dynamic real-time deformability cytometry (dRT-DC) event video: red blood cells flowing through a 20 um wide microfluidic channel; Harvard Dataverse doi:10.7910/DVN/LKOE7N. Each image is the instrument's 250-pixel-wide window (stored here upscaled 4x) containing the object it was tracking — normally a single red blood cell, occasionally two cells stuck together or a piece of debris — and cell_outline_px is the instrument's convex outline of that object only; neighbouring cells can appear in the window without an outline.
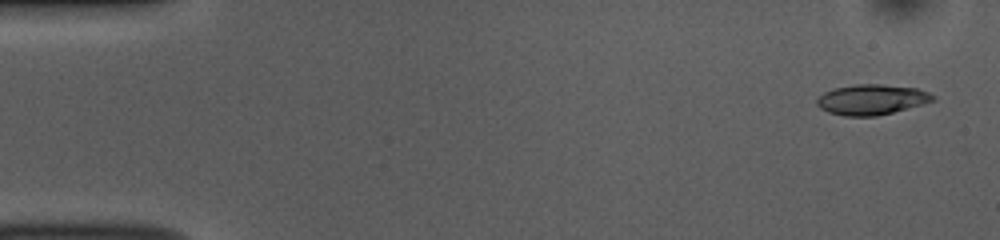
{"species": "common noctule bat (a hibernating species)", "species_latin": "Nyctalus noctula", "temperature_condition": "room temperature", "stored_images_in_passage": 51, "camera_frame_rate_fps": 3000, "um_per_image_px": 0.085, "animal": {"sex": "female", "body_mass_g": 10.0, "forearm_length_mm": 53.1}, "frame": {"image": 1, "passage_image": 2, "time_ms": 0.333, "image_size_px": [1000, 240], "cell_outline_px": [[936, 100], [892, 112], [876, 116], [844, 116], [828, 112], [820, 108], [816, 104], [816, 100], [824, 92], [832, 88], [856, 84], [880, 84], [916, 88], [928, 92], [936, 96]], "centroid_in_image_um": [74.06, 8.46], "position_along_channel_um": 10.9, "area_um2": 20.46}}
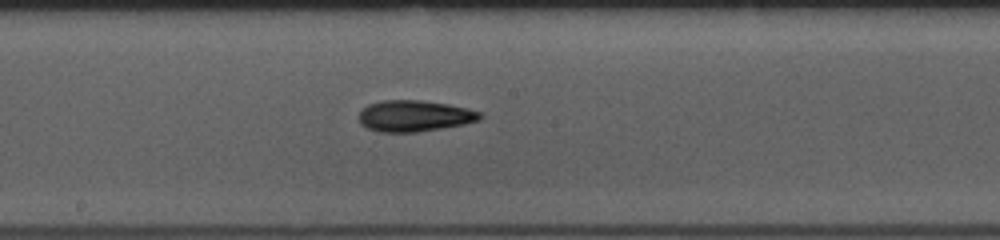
{"frame": {"image": 2, "passage_image": 27, "time_ms": 8.667, "image_size_px": [1000, 240], "cell_outline_px": [[484, 116], [480, 120], [464, 124], [416, 132], [380, 132], [368, 128], [360, 124], [360, 112], [368, 104], [384, 100], [420, 100], [448, 104], [480, 112]], "centroid_in_image_um": [35.23, 9.85], "position_along_channel_um": 213.0, "area_um2": 21.85}}
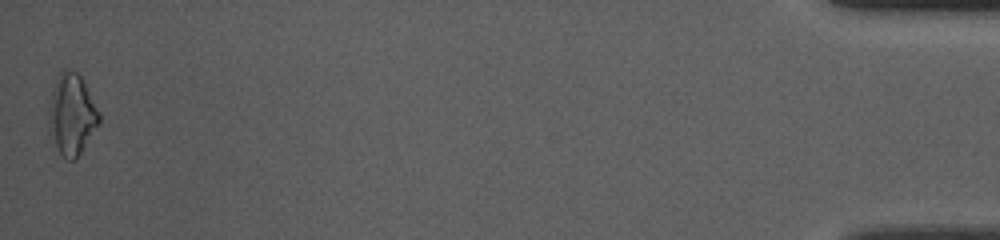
{"frame": {"image": 3, "passage_image": 51, "time_ms": 16.667, "image_size_px": [1000, 240], "cell_outline_px": [[100, 124], [76, 160], [68, 160], [60, 156], [48, 128], [48, 104], [56, 76], [64, 68], [76, 72], [80, 76], [100, 112]], "centroid_in_image_um": [6.09, 9.75], "position_along_channel_um": 429.1, "area_um2": 24.16}, "authors_computed_cell_mechanics": {"area_um2": 20.5768, "velocity_mm_per_s": 3.8595, "shape_relaxation_time_tau1_ms": 3.8238, "shape_relaxation_time_tau2_ms": 6.8899, "deformation_change_tau1": 0.116, "deformation_change_tau2": 0.1657}}